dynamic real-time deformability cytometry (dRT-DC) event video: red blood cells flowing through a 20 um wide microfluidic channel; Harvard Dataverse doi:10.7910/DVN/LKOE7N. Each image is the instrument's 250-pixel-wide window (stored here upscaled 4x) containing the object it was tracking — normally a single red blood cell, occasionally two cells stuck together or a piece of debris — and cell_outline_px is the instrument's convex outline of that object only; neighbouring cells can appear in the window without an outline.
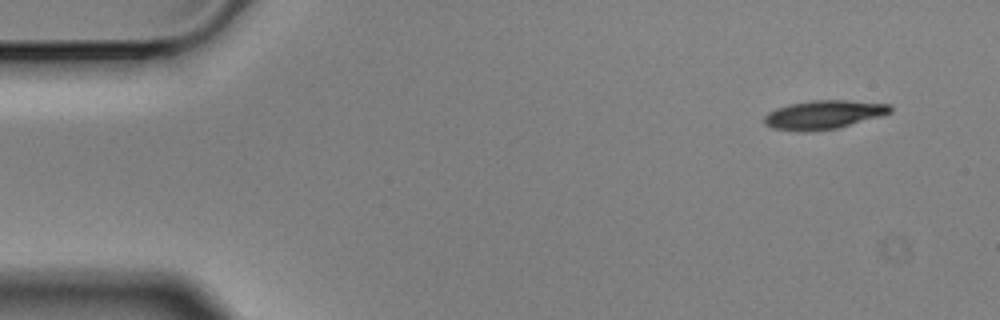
{"species": "Egyptian fruit bat (a non-hibernating species)", "species_latin": "Rousettus aegyptiacus", "temperature_condition": "cold", "stored_images_in_passage": 4, "segment_of_instrument_passage": [1, 2], "camera_frame_rate_fps": 3000, "um_per_image_px": 0.085, "animal": {"sex": "male"}, "frame": {"image": 1, "passage_image": 1, "time_ms": 0.0, "image_size_px": [1000, 320], "cell_outline_px": [[892, 112], [880, 116], [836, 128], [772, 128], [764, 124], [764, 116], [768, 112], [776, 108], [792, 104], [812, 100], [844, 100], [892, 104]], "centroid_in_image_um": [70.08, 9.69], "position_along_channel_um": 14.9, "area_um2": 20.0}}